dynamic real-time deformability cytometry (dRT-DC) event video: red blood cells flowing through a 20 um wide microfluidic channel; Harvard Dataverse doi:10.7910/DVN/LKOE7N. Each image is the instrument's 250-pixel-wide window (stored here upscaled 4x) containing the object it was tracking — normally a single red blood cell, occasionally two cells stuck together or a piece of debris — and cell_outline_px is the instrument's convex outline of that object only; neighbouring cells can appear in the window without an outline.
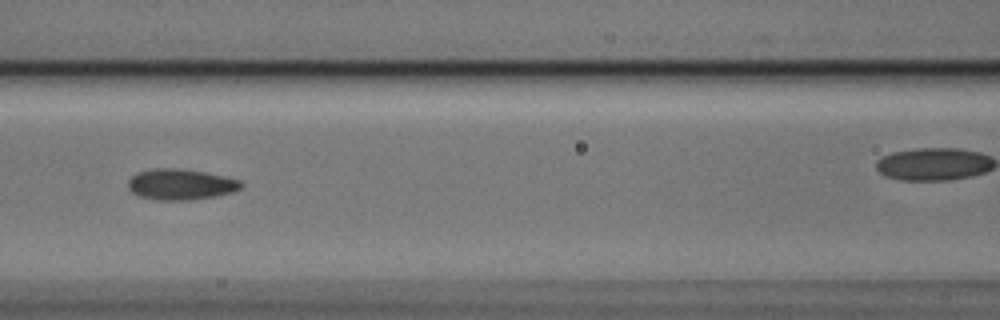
{"species": "Egyptian fruit bat (a non-hibernating species)", "species_latin": "Rousettus aegyptiacus", "temperature_condition": "cold", "stored_images_in_passage": 9, "camera_frame_rate_fps": 3000, "um_per_image_px": 0.085, "animal": {"sex": "male"}, "frame": {"image": 1, "passage_image": 6, "time_ms": 1.667, "image_size_px": [1000, 320], "cell_outline_px": [[244, 184], [240, 188], [232, 192], [216, 196], [184, 200], [156, 200], [140, 196], [132, 192], [128, 188], [128, 180], [136, 172], [156, 168], [176, 168], [204, 172], [224, 176], [240, 180]], "centroid_in_image_um": [15.34, 15.67], "position_along_channel_um": 151.3, "area_um2": 20.23}}
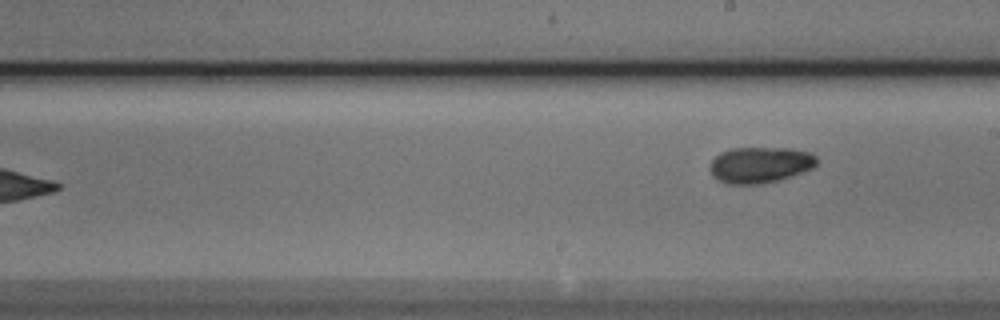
{"frame": {"image": 2, "passage_image": 9, "time_ms": 2.667, "image_size_px": [1000, 320], "cell_outline_px": [[820, 160], [812, 168], [776, 180], [760, 184], [728, 184], [712, 176], [708, 168], [712, 160], [720, 152], [732, 148], [792, 148], [812, 152]], "centroid_in_image_um": [64.6, 13.99], "position_along_channel_um": 224.4, "area_um2": 22.48}}